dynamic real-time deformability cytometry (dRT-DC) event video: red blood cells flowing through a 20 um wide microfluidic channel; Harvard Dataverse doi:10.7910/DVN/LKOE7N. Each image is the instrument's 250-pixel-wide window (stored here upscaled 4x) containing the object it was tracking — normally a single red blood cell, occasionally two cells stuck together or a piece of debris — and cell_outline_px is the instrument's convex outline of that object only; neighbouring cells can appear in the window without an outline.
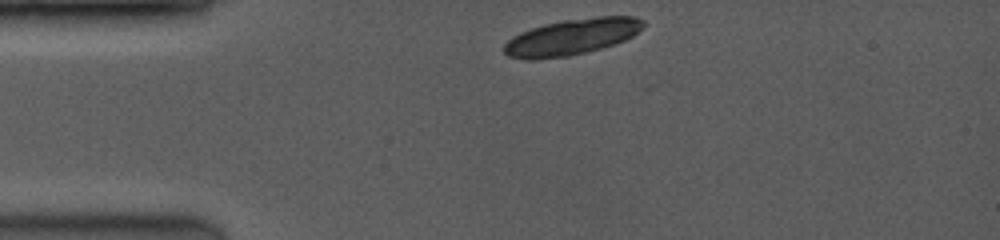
{"species": "common noctule bat (a hibernating species)", "species_latin": "Nyctalus noctula", "temperature_condition": "room temperature", "stored_images_in_passage": 4, "camera_frame_rate_fps": 3500, "um_per_image_px": 0.085, "animal": {"sex": "female", "body_mass_g": 19.0, "forearm_length_mm": 53.3}, "frame": {"image": 1, "passage_image": 1, "time_ms": 0.0, "image_size_px": [1000, 240], "cell_outline_px": [[644, 24], [632, 36], [624, 40], [600, 48], [568, 56], [536, 60], [524, 60], [508, 56], [504, 52], [504, 44], [512, 36], [520, 32], [544, 24], [564, 20], [596, 16], [632, 16], [644, 20]], "centroid_in_image_um": [48.54, 3.14], "position_along_channel_um": 36.5, "area_um2": 29.13}}